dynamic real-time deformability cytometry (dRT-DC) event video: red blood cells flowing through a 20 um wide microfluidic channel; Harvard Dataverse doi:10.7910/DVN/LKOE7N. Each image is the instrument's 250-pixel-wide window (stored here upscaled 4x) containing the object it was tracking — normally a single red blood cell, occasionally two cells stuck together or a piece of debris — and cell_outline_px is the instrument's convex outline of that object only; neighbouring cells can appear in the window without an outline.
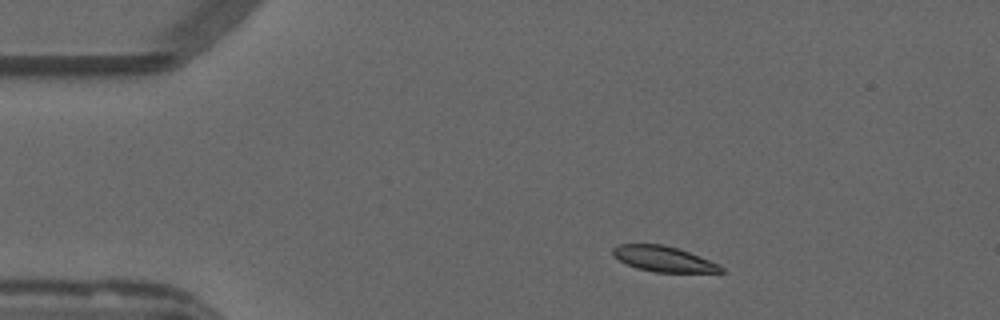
{"species": "common noctule bat (a hibernating species)", "species_latin": "Nyctalus noctula", "temperature_condition": "warm", "stored_images_in_passage": 45, "camera_frame_rate_fps": 3000, "um_per_image_px": 0.085, "animal": {"sex": "male", "forearm_length_mm": 52.5}, "frame": {"image": 1, "passage_image": 1, "time_ms": 0.0, "image_size_px": [1000, 320], "cell_outline_px": [[724, 272], [656, 272], [636, 268], [612, 256], [612, 248], [620, 244], [664, 244], [700, 256], [720, 264], [724, 268]], "centroid_in_image_um": [56.4, 22.01], "position_along_channel_um": 28.6, "area_um2": 16.01}}
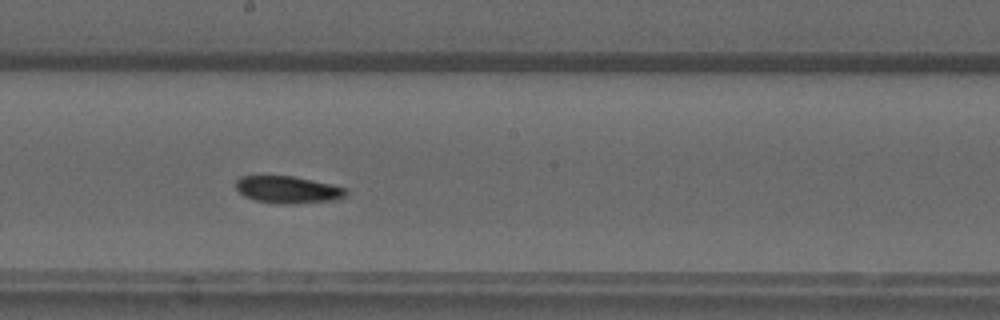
{"frame": {"image": 2, "passage_image": 21, "time_ms": 6.667, "image_size_px": [1000, 320], "cell_outline_px": [[348, 192], [344, 196], [336, 200], [292, 204], [276, 204], [256, 200], [244, 196], [236, 188], [236, 180], [240, 176], [292, 176], [332, 184], [348, 188]], "centroid_in_image_um": [24.49, 16.13], "position_along_channel_um": 223.7, "area_um2": 17.51}}
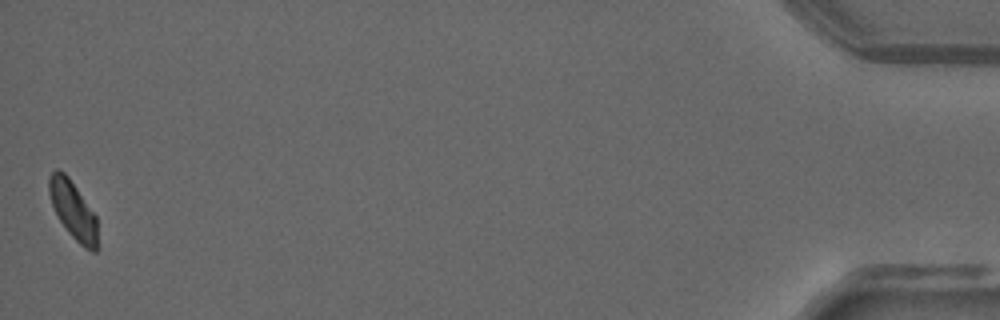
{"frame": {"image": 3, "passage_image": 45, "time_ms": 14.667, "image_size_px": [1000, 320], "cell_outline_px": [[96, 252], [92, 252], [84, 248], [68, 232], [60, 220], [52, 204], [48, 192], [48, 176], [56, 168], [64, 172], [68, 176], [96, 216]], "centroid_in_image_um": [6.18, 17.83], "position_along_channel_um": 429.0, "area_um2": 16.07}, "authors_computed_cell_mechanics": {"area_um2": 17.4556, "velocity_mm_per_s": 3.8052, "shape_relaxation_time_tau1_ms": 6.3256, "shape_relaxation_time_tau2_ms": null, "deformation_change_tau1": 0.1431, "deformation_change_tau2": null}}